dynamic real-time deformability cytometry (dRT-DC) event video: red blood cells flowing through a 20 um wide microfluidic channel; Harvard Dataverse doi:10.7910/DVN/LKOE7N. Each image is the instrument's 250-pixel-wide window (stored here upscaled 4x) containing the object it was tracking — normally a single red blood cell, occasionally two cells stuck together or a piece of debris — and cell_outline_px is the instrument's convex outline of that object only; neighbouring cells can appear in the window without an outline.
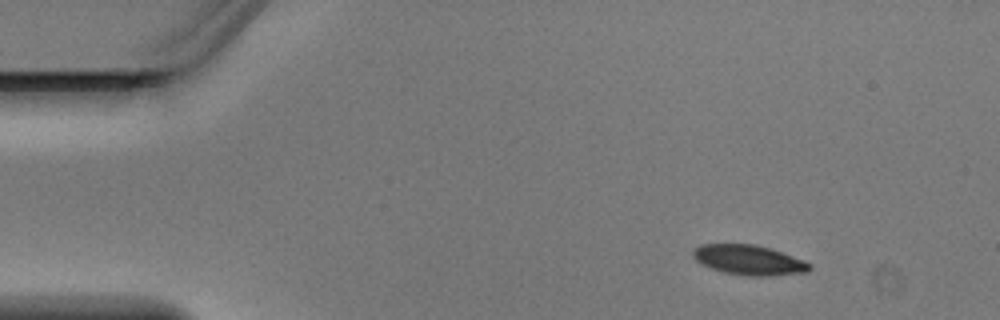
{"species": "Egyptian fruit bat (a non-hibernating species)", "species_latin": "Rousettus aegyptiacus", "temperature_condition": "warm", "stored_images_in_passage": 3, "camera_frame_rate_fps": 3000, "um_per_image_px": 0.085, "animal": {"sex": "male"}, "frame": {"image": 1, "passage_image": 1, "time_ms": 0.0, "image_size_px": [1000, 320], "cell_outline_px": [[812, 268], [808, 272], [768, 276], [748, 276], [724, 272], [712, 268], [696, 260], [692, 256], [692, 248], [700, 244], [756, 244], [772, 248], [804, 260], [812, 264]], "centroid_in_image_um": [63.68, 22.09], "position_along_channel_um": 21.3, "area_um2": 20.52}}